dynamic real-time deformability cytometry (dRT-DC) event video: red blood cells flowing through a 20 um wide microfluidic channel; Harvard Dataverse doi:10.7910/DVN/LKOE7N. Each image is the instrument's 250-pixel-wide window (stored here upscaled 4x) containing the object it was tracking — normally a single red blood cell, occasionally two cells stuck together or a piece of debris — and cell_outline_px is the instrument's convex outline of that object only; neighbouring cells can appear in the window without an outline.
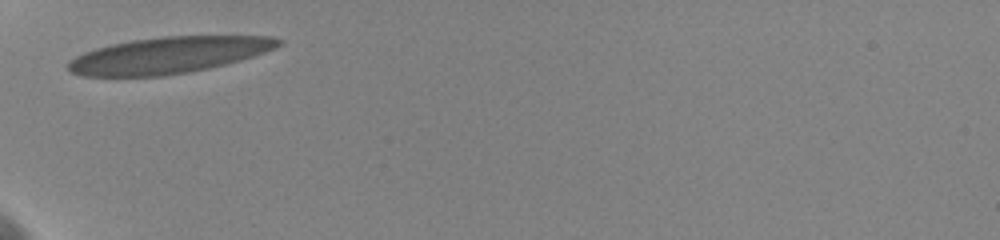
{"species": "human", "species_latin": "Homo sapiens", "temperature_condition": "cold", "stored_images_in_passage": 3, "camera_frame_rate_fps": 3000, "um_per_image_px": 0.085, "donor": {"sex": "female"}, "frame": {"image": 1, "passage_image": 1, "time_ms": 0.0, "image_size_px": [1000, 240], "cell_outline_px": [[284, 44], [276, 48], [240, 60], [208, 68], [188, 72], [160, 76], [80, 76], [72, 72], [68, 68], [68, 64], [76, 56], [84, 52], [96, 48], [112, 44], [132, 40], [164, 36], [272, 36], [284, 40]], "centroid_in_image_um": [14.37, 4.68], "position_along_channel_um": 70.6, "area_um2": 44.33}}